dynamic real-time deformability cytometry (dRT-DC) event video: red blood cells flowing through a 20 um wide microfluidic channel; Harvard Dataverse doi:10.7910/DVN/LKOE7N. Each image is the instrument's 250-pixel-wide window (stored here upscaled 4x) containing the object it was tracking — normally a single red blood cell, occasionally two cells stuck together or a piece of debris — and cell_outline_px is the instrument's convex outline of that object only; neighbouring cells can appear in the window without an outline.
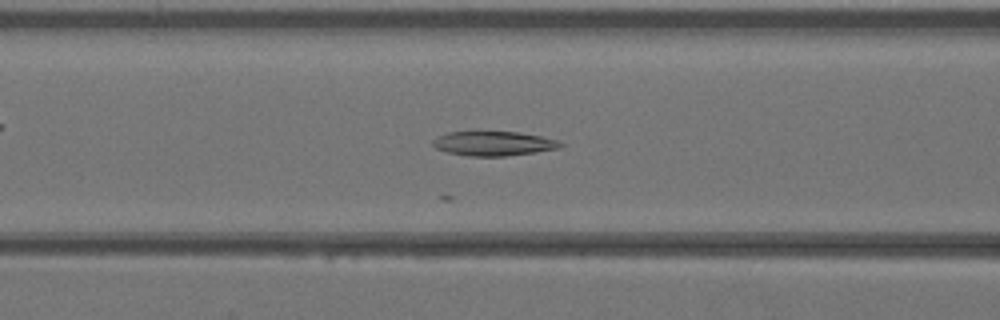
{"species": "Egyptian fruit bat (a non-hibernating species)", "species_latin": "Rousettus aegyptiacus", "temperature_condition": "warm", "stored_images_in_passage": 35, "camera_frame_rate_fps": 3000, "um_per_image_px": 0.085, "animal": {"sex": "female"}, "frame": {"image": 1, "passage_image": 17, "time_ms": 5.333, "image_size_px": [1000, 320], "cell_outline_px": [[564, 144], [560, 148], [536, 152], [504, 156], [468, 156], [448, 152], [436, 148], [432, 144], [432, 140], [436, 136], [448, 132], [520, 132], [560, 140]], "centroid_in_image_um": [41.97, 12.19], "position_along_channel_um": 124.6, "area_um2": 18.21}}
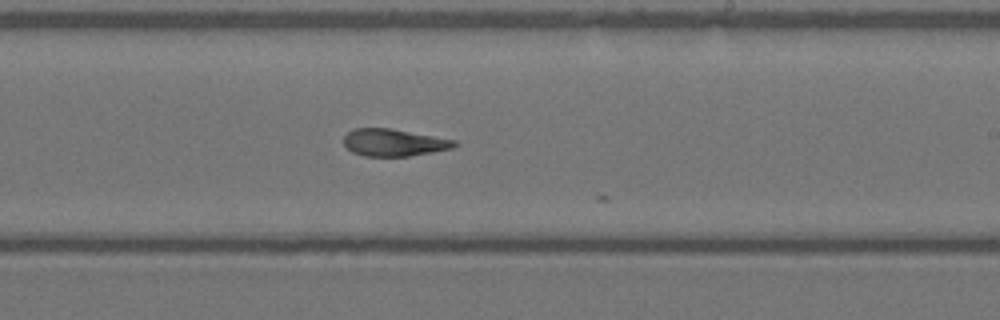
{"frame": {"image": 2, "passage_image": 25, "time_ms": 8.0, "image_size_px": [1000, 320], "cell_outline_px": [[456, 144], [452, 148], [432, 152], [408, 156], [364, 156], [352, 152], [344, 144], [344, 136], [348, 132], [356, 128], [392, 128], [456, 140]], "centroid_in_image_um": [33.46, 12.11], "position_along_channel_um": 255.5, "area_um2": 17.46}}
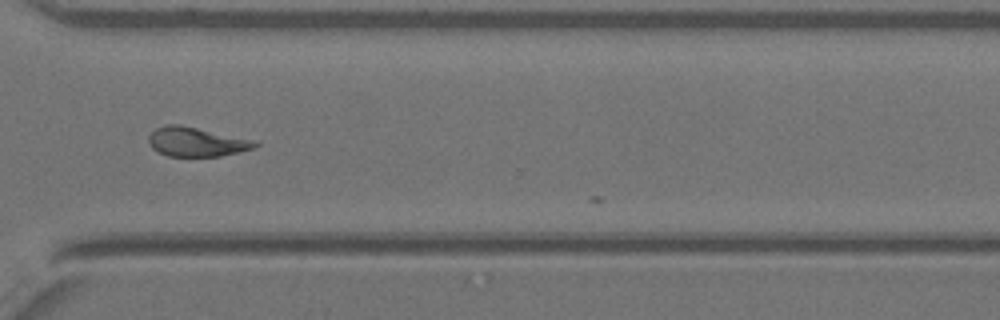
{"frame": {"image": 3, "passage_image": 31, "time_ms": 10.0, "image_size_px": [1000, 320], "cell_outline_px": [[260, 144], [256, 148], [220, 156], [168, 156], [152, 148], [148, 140], [148, 136], [156, 128], [168, 124], [180, 124], [256, 140]], "centroid_in_image_um": [16.73, 12.05], "position_along_channel_um": 353.9, "area_um2": 18.21}}